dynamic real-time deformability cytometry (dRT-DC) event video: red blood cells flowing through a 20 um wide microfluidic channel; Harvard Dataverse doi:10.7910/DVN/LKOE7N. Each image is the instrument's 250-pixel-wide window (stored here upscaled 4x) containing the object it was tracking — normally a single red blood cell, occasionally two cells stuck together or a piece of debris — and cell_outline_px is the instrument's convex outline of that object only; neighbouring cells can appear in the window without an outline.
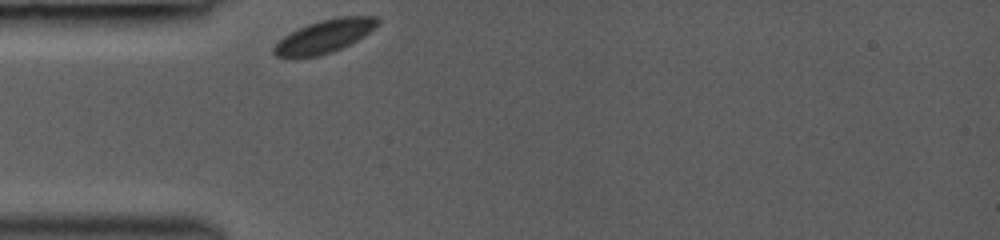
{"species": "common noctule bat (a hibernating species)", "species_latin": "Nyctalus noctula", "temperature_condition": "room temperature", "stored_images_in_passage": 1, "camera_frame_rate_fps": 3000, "um_per_image_px": 0.085, "animal": {"sex": "female", "body_mass_g": 19.0, "forearm_length_mm": 53.3}, "frame": {"image": 1, "passage_image": 1, "time_ms": 0.0, "image_size_px": [1000, 240], "cell_outline_px": [[380, 20], [376, 28], [364, 36], [332, 52], [316, 56], [276, 56], [272, 52], [272, 48], [284, 36], [308, 24], [320, 20], [340, 16], [380, 16]], "centroid_in_image_um": [27.64, 3.05], "position_along_channel_um": 57.4, "area_um2": 19.65}}